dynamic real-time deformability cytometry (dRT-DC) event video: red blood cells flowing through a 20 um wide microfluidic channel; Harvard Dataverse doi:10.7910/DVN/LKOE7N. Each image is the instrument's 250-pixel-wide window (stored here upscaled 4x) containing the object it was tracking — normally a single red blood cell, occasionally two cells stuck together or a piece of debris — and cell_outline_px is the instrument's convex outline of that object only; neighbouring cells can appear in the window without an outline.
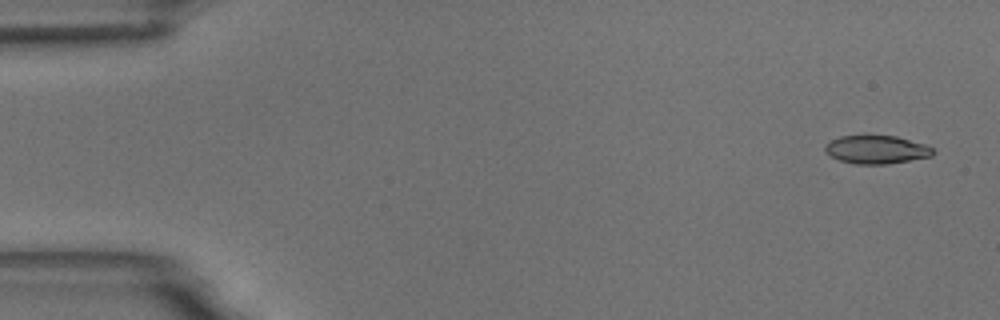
{"species": "common noctule bat (a hibernating species)", "species_latin": "Nyctalus noctula", "temperature_condition": "room temperature", "stored_images_in_passage": 4, "camera_frame_rate_fps": 3000, "um_per_image_px": 0.085, "animal": {"sex": "male", "body_mass_g": 18.8}, "frame": {"image": 1, "passage_image": 1, "time_ms": 0.0, "image_size_px": [1000, 320], "cell_outline_px": [[936, 152], [932, 156], [888, 164], [856, 164], [840, 160], [824, 152], [824, 144], [840, 136], [868, 132], [896, 136], [924, 144], [932, 148]], "centroid_in_image_um": [74.46, 12.66], "position_along_channel_um": 10.5, "area_um2": 18.5}}
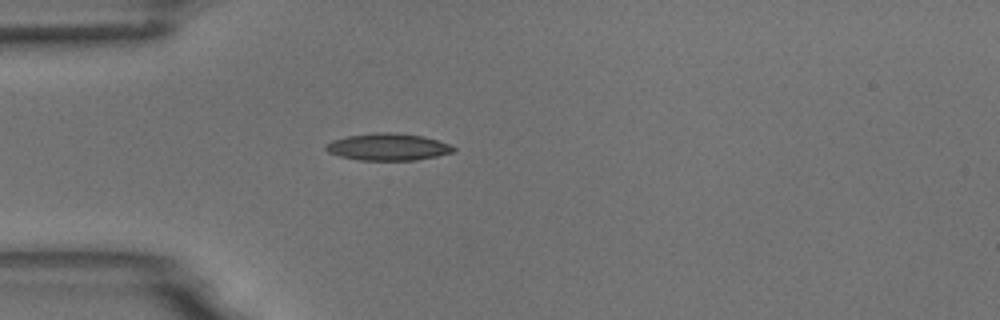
{"frame": {"image": 2, "passage_image": 4, "time_ms": 4.333, "image_size_px": [1000, 320], "cell_outline_px": [[456, 148], [452, 152], [436, 156], [416, 160], [360, 160], [340, 156], [328, 152], [324, 148], [324, 144], [332, 140], [348, 136], [376, 132], [396, 132], [424, 136], [448, 144]], "centroid_in_image_um": [32.94, 12.48], "position_along_channel_um": 52.1, "area_um2": 20.06}}